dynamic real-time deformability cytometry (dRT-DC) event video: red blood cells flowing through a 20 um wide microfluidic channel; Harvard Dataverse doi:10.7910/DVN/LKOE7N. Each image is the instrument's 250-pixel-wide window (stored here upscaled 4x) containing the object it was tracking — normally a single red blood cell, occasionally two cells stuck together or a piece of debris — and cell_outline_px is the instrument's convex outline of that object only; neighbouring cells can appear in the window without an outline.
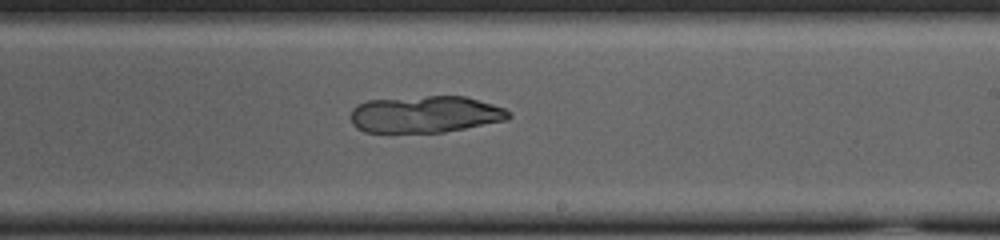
{"species": "common noctule bat (a hibernating species)", "species_latin": "Nyctalus noctula", "temperature_condition": "cold", "stored_images_in_passage": 54, "camera_frame_rate_fps": 3000, "um_per_image_px": 0.085, "animal": {"sex": "female", "body_mass_g": 23.0, "forearm_length_mm": 53.4}, "frame": {"image": 1, "passage_image": 32, "time_ms": 10.333, "image_size_px": [1000, 240], "cell_outline_px": [[512, 116], [508, 120], [444, 132], [364, 132], [356, 128], [352, 124], [348, 116], [352, 108], [356, 104], [368, 100], [428, 96], [464, 96], [492, 104], [504, 108], [512, 112]], "centroid_in_image_um": [36.12, 9.72], "position_along_channel_um": 252.9, "area_um2": 34.22}}
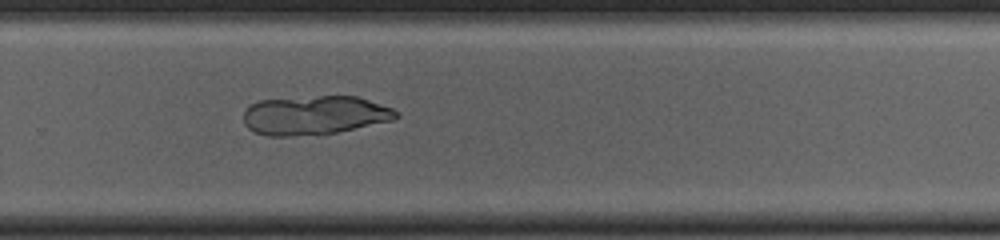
{"frame": {"image": 2, "passage_image": 36, "time_ms": 11.667, "image_size_px": [1000, 240], "cell_outline_px": [[400, 116], [392, 120], [336, 132], [288, 136], [268, 136], [256, 132], [248, 128], [244, 124], [244, 112], [252, 104], [260, 100], [320, 96], [356, 96], [392, 108]], "centroid_in_image_um": [26.72, 9.79], "position_along_channel_um": 303.1, "area_um2": 34.1}}